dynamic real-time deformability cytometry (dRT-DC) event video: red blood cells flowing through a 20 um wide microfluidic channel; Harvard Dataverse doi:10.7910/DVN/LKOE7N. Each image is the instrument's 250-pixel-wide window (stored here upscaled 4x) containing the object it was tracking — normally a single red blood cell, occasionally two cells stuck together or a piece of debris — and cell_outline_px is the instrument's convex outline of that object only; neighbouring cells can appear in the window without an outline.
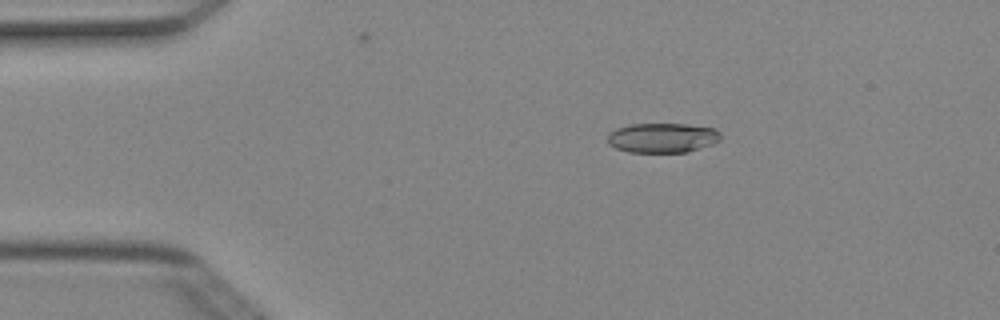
{"species": "Egyptian fruit bat (a non-hibernating species)", "species_latin": "Rousettus aegyptiacus", "temperature_condition": "cold", "stored_images_in_passage": 5, "camera_frame_rate_fps": 3000, "um_per_image_px": 0.085, "animal": {"sex": "female"}, "frame": {"image": 1, "passage_image": 3, "time_ms": 0.667, "image_size_px": [1000, 320], "cell_outline_px": [[720, 140], [712, 144], [688, 152], [628, 152], [616, 148], [608, 144], [608, 132], [616, 128], [632, 124], [688, 124], [716, 128], [720, 132]], "centroid_in_image_um": [56.31, 11.71], "position_along_channel_um": 28.7, "area_um2": 19.71}}
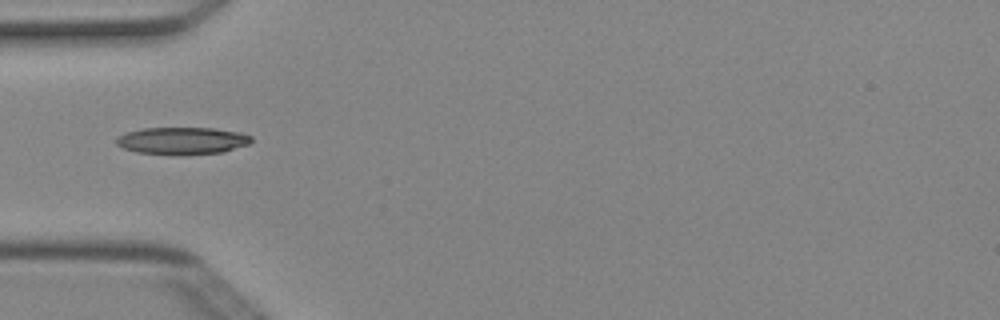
{"frame": {"image": 2, "passage_image": 5, "time_ms": 1.333, "image_size_px": [1000, 320], "cell_outline_px": [[252, 140], [248, 144], [224, 152], [136, 152], [124, 148], [116, 144], [116, 140], [124, 132], [144, 128], [216, 128], [240, 132], [252, 136]], "centroid_in_image_um": [15.52, 11.91], "position_along_channel_um": 69.5, "area_um2": 20.46}}